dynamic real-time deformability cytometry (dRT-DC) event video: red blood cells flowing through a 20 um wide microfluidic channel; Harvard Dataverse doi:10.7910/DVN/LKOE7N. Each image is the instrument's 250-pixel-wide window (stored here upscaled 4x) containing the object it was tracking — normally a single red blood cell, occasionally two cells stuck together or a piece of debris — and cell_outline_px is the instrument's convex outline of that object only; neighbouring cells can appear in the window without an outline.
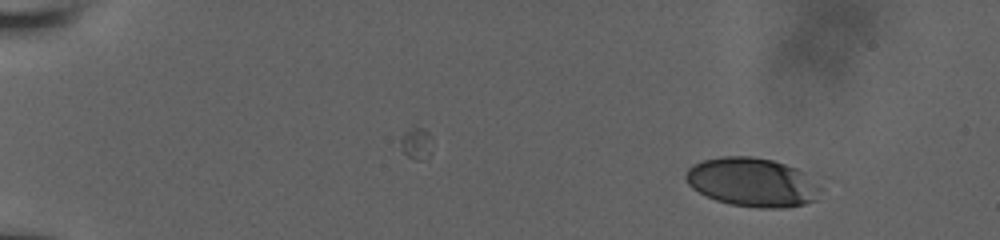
{"species": "human", "species_latin": "Homo sapiens", "temperature_condition": "room temperature", "stored_images_in_passage": 7, "camera_frame_rate_fps": 3000, "um_per_image_px": 0.085, "donor": {"sex": "male"}, "frame": {"image": 1, "passage_image": 2, "time_ms": 1.333, "image_size_px": [1000, 240], "cell_outline_px": [[820, 188], [816, 200], [804, 204], [784, 208], [756, 208], [732, 204], [716, 200], [692, 188], [688, 184], [684, 176], [688, 168], [692, 164], [704, 160], [724, 156], [752, 156], [772, 160], [796, 168], [804, 172]], "centroid_in_image_um": [63.91, 15.49], "position_along_channel_um": 21.1, "area_um2": 38.15}}
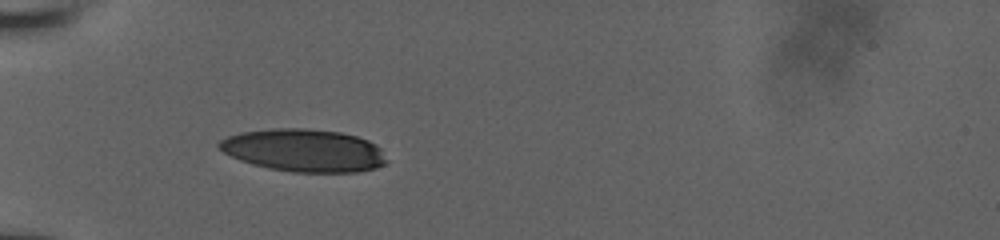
{"frame": {"image": 2, "passage_image": 6, "time_ms": 5.667, "image_size_px": [1000, 240], "cell_outline_px": [[388, 160], [384, 164], [376, 168], [356, 172], [292, 172], [268, 168], [252, 164], [240, 160], [224, 152], [216, 144], [220, 140], [228, 136], [240, 132], [272, 128], [304, 128], [340, 132], [356, 136], [368, 140], [376, 144], [380, 148]], "centroid_in_image_um": [25.84, 12.78], "position_along_channel_um": 59.2, "area_um2": 41.73}}
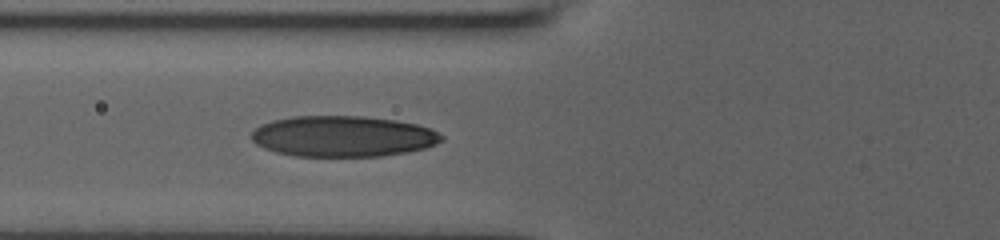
{"frame": {"image": 3, "passage_image": 7, "time_ms": 7.0, "image_size_px": [1000, 240], "cell_outline_px": [[444, 140], [436, 144], [424, 148], [408, 152], [380, 156], [296, 156], [276, 152], [264, 148], [256, 144], [252, 140], [252, 132], [260, 124], [272, 120], [292, 116], [364, 116], [396, 120], [416, 124], [428, 128], [444, 136]], "centroid_in_image_um": [29.14, 11.58], "position_along_channel_um": 96.7, "area_um2": 45.37}}